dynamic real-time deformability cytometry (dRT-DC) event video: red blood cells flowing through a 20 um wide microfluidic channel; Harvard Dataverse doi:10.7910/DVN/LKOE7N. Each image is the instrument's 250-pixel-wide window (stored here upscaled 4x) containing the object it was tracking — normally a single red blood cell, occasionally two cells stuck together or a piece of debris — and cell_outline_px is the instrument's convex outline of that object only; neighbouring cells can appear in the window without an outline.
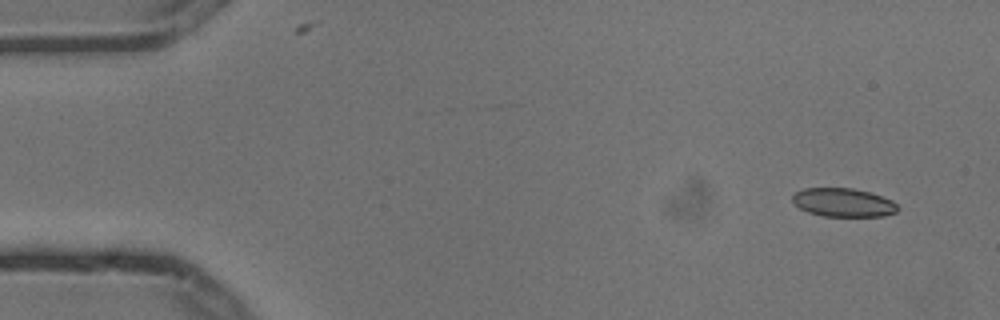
{"species": "common noctule bat (a hibernating species)", "species_latin": "Nyctalus noctula", "temperature_condition": "cold", "stored_images_in_passage": 6, "segment_of_instrument_passage": [1, 2], "camera_frame_rate_fps": 3000, "um_per_image_px": 0.085, "animal": {"sex": "male", "body_mass_g": 13.3}, "frame": {"image": 1, "passage_image": 2, "time_ms": 0.333, "image_size_px": [1000, 320], "cell_outline_px": [[900, 208], [896, 212], [884, 216], [824, 216], [808, 212], [800, 208], [792, 200], [792, 196], [796, 192], [804, 188], [852, 188], [868, 192], [892, 200]], "centroid_in_image_um": [71.69, 17.21], "position_along_channel_um": 13.3, "area_um2": 17.4}}